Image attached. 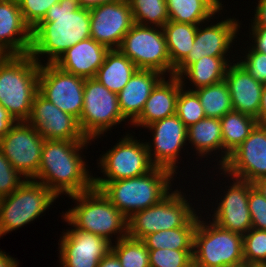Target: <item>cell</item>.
<instances>
[{"mask_svg":"<svg viewBox=\"0 0 266 267\" xmlns=\"http://www.w3.org/2000/svg\"><path fill=\"white\" fill-rule=\"evenodd\" d=\"M90 37V10L81 8L78 0H60L32 29L30 54L40 65L54 63L66 50Z\"/></svg>","mask_w":266,"mask_h":267,"instance_id":"6da1fadb","label":"cell"},{"mask_svg":"<svg viewBox=\"0 0 266 267\" xmlns=\"http://www.w3.org/2000/svg\"><path fill=\"white\" fill-rule=\"evenodd\" d=\"M91 142L45 140L38 174L33 180L44 184L58 198L93 189L94 176L84 155Z\"/></svg>","mask_w":266,"mask_h":267,"instance_id":"7a4b0ae2","label":"cell"},{"mask_svg":"<svg viewBox=\"0 0 266 267\" xmlns=\"http://www.w3.org/2000/svg\"><path fill=\"white\" fill-rule=\"evenodd\" d=\"M176 177L168 169L154 167L139 177L94 181V188L100 190L129 219L135 212L149 208L167 196L174 189L172 186L176 184L173 182Z\"/></svg>","mask_w":266,"mask_h":267,"instance_id":"3957f363","label":"cell"},{"mask_svg":"<svg viewBox=\"0 0 266 267\" xmlns=\"http://www.w3.org/2000/svg\"><path fill=\"white\" fill-rule=\"evenodd\" d=\"M40 67L30 53L7 55L0 63V104L16 122L30 117Z\"/></svg>","mask_w":266,"mask_h":267,"instance_id":"277c9868","label":"cell"},{"mask_svg":"<svg viewBox=\"0 0 266 267\" xmlns=\"http://www.w3.org/2000/svg\"><path fill=\"white\" fill-rule=\"evenodd\" d=\"M68 197L76 205L62 215L76 229L104 237L112 244L128 236V219L100 190L93 188Z\"/></svg>","mask_w":266,"mask_h":267,"instance_id":"5b68a950","label":"cell"},{"mask_svg":"<svg viewBox=\"0 0 266 267\" xmlns=\"http://www.w3.org/2000/svg\"><path fill=\"white\" fill-rule=\"evenodd\" d=\"M180 187L179 189L177 185V189H173L153 206L135 212L128 219V236L142 240L145 236L158 231L183 226H197L200 213L209 214V212L207 210L204 212L201 204L200 207L194 209L195 204L190 202L185 193L188 189Z\"/></svg>","mask_w":266,"mask_h":267,"instance_id":"8992f818","label":"cell"},{"mask_svg":"<svg viewBox=\"0 0 266 267\" xmlns=\"http://www.w3.org/2000/svg\"><path fill=\"white\" fill-rule=\"evenodd\" d=\"M201 215L193 235V267L244 264L243 235L225 230Z\"/></svg>","mask_w":266,"mask_h":267,"instance_id":"52a82bcc","label":"cell"},{"mask_svg":"<svg viewBox=\"0 0 266 267\" xmlns=\"http://www.w3.org/2000/svg\"><path fill=\"white\" fill-rule=\"evenodd\" d=\"M56 199L44 184L26 179L10 195L0 199V238L44 216Z\"/></svg>","mask_w":266,"mask_h":267,"instance_id":"ba28073f","label":"cell"},{"mask_svg":"<svg viewBox=\"0 0 266 267\" xmlns=\"http://www.w3.org/2000/svg\"><path fill=\"white\" fill-rule=\"evenodd\" d=\"M78 122L85 137L94 143L113 130L115 125L126 122L131 127V123L121 113L117 93L110 91L95 78L85 79L83 110Z\"/></svg>","mask_w":266,"mask_h":267,"instance_id":"9c48e42d","label":"cell"},{"mask_svg":"<svg viewBox=\"0 0 266 267\" xmlns=\"http://www.w3.org/2000/svg\"><path fill=\"white\" fill-rule=\"evenodd\" d=\"M131 134L125 132L111 149L100 154L96 166L103 176L94 175V181H117L139 177L155 167L149 158L144 139L140 141Z\"/></svg>","mask_w":266,"mask_h":267,"instance_id":"30bf717a","label":"cell"},{"mask_svg":"<svg viewBox=\"0 0 266 267\" xmlns=\"http://www.w3.org/2000/svg\"><path fill=\"white\" fill-rule=\"evenodd\" d=\"M137 67L174 75L163 28L134 23L118 48Z\"/></svg>","mask_w":266,"mask_h":267,"instance_id":"8fae6325","label":"cell"},{"mask_svg":"<svg viewBox=\"0 0 266 267\" xmlns=\"http://www.w3.org/2000/svg\"><path fill=\"white\" fill-rule=\"evenodd\" d=\"M217 172H219L221 176L224 175L221 180L226 178L225 182H222L221 185L225 183H228V185L225 187L220 186L221 191H219V193L223 192L221 193L223 195L217 194L218 197H215V200H217L211 202V210L207 208L208 211H210V215H206V217L225 230L244 235L252 228L248 199L249 191L253 183L230 176L221 168H219ZM226 180L228 182H226ZM211 213L213 214L211 215Z\"/></svg>","mask_w":266,"mask_h":267,"instance_id":"7c38bea8","label":"cell"},{"mask_svg":"<svg viewBox=\"0 0 266 267\" xmlns=\"http://www.w3.org/2000/svg\"><path fill=\"white\" fill-rule=\"evenodd\" d=\"M214 19L213 16L206 24L202 23L197 26L193 47L188 55L174 68V76H179L188 66L197 62L203 56L230 57V52H233L232 45H235L237 35H240L239 32H241V21L239 22V19L235 16H232V18L226 17L221 21Z\"/></svg>","mask_w":266,"mask_h":267,"instance_id":"4fadbf2b","label":"cell"},{"mask_svg":"<svg viewBox=\"0 0 266 267\" xmlns=\"http://www.w3.org/2000/svg\"><path fill=\"white\" fill-rule=\"evenodd\" d=\"M145 129L150 131L153 137L150 139L151 142L149 140L147 142V139L145 141L151 163L155 167L168 169L175 175L181 173L180 166H178L183 160L181 155L185 152L184 150H187L186 153L190 155L189 149H186L188 145L185 124L175 114L156 121Z\"/></svg>","mask_w":266,"mask_h":267,"instance_id":"5bb4252c","label":"cell"},{"mask_svg":"<svg viewBox=\"0 0 266 267\" xmlns=\"http://www.w3.org/2000/svg\"><path fill=\"white\" fill-rule=\"evenodd\" d=\"M44 139L27 121L15 122L0 139V150L25 179L38 174Z\"/></svg>","mask_w":266,"mask_h":267,"instance_id":"9a60e30c","label":"cell"},{"mask_svg":"<svg viewBox=\"0 0 266 267\" xmlns=\"http://www.w3.org/2000/svg\"><path fill=\"white\" fill-rule=\"evenodd\" d=\"M61 219L72 228L68 227L61 232L57 250L58 266L97 267L99 261L111 251L112 243L104 237L76 229L63 215Z\"/></svg>","mask_w":266,"mask_h":267,"instance_id":"2e32d148","label":"cell"},{"mask_svg":"<svg viewBox=\"0 0 266 267\" xmlns=\"http://www.w3.org/2000/svg\"><path fill=\"white\" fill-rule=\"evenodd\" d=\"M85 79L61 70L53 63L41 64L39 92L60 110L80 119Z\"/></svg>","mask_w":266,"mask_h":267,"instance_id":"e0dca14e","label":"cell"},{"mask_svg":"<svg viewBox=\"0 0 266 267\" xmlns=\"http://www.w3.org/2000/svg\"><path fill=\"white\" fill-rule=\"evenodd\" d=\"M27 122L44 140L92 141L82 133L78 119L60 110L39 91L34 97Z\"/></svg>","mask_w":266,"mask_h":267,"instance_id":"ac0fdd59","label":"cell"},{"mask_svg":"<svg viewBox=\"0 0 266 267\" xmlns=\"http://www.w3.org/2000/svg\"><path fill=\"white\" fill-rule=\"evenodd\" d=\"M221 169L250 183L266 177V125L257 124Z\"/></svg>","mask_w":266,"mask_h":267,"instance_id":"d6986e66","label":"cell"},{"mask_svg":"<svg viewBox=\"0 0 266 267\" xmlns=\"http://www.w3.org/2000/svg\"><path fill=\"white\" fill-rule=\"evenodd\" d=\"M134 24L128 0L106 3L90 10L91 38L109 49H118Z\"/></svg>","mask_w":266,"mask_h":267,"instance_id":"ffe728a7","label":"cell"},{"mask_svg":"<svg viewBox=\"0 0 266 267\" xmlns=\"http://www.w3.org/2000/svg\"><path fill=\"white\" fill-rule=\"evenodd\" d=\"M32 30L26 24L17 0L0 1V48L8 55L30 53Z\"/></svg>","mask_w":266,"mask_h":267,"instance_id":"44dd1931","label":"cell"},{"mask_svg":"<svg viewBox=\"0 0 266 267\" xmlns=\"http://www.w3.org/2000/svg\"><path fill=\"white\" fill-rule=\"evenodd\" d=\"M224 80L233 110L257 119L264 84L254 79L237 61L229 65Z\"/></svg>","mask_w":266,"mask_h":267,"instance_id":"7402d4cb","label":"cell"},{"mask_svg":"<svg viewBox=\"0 0 266 267\" xmlns=\"http://www.w3.org/2000/svg\"><path fill=\"white\" fill-rule=\"evenodd\" d=\"M109 50L90 37L66 50L53 64L78 77L94 78Z\"/></svg>","mask_w":266,"mask_h":267,"instance_id":"603a6c76","label":"cell"},{"mask_svg":"<svg viewBox=\"0 0 266 267\" xmlns=\"http://www.w3.org/2000/svg\"><path fill=\"white\" fill-rule=\"evenodd\" d=\"M181 88L178 76H164L153 88L141 114L130 124L132 128L144 129L156 121L175 115Z\"/></svg>","mask_w":266,"mask_h":267,"instance_id":"cb8c5ba5","label":"cell"},{"mask_svg":"<svg viewBox=\"0 0 266 267\" xmlns=\"http://www.w3.org/2000/svg\"><path fill=\"white\" fill-rule=\"evenodd\" d=\"M164 77L154 70L137 69L117 93L122 115L132 123L142 112L153 88Z\"/></svg>","mask_w":266,"mask_h":267,"instance_id":"d4e9b609","label":"cell"},{"mask_svg":"<svg viewBox=\"0 0 266 267\" xmlns=\"http://www.w3.org/2000/svg\"><path fill=\"white\" fill-rule=\"evenodd\" d=\"M187 145L190 146L188 148L194 149L193 155L197 156L196 159L202 160L212 154L216 156L217 164L210 168L213 170L221 168L223 166V141L220 119L205 117L189 126L187 128Z\"/></svg>","mask_w":266,"mask_h":267,"instance_id":"484cf974","label":"cell"},{"mask_svg":"<svg viewBox=\"0 0 266 267\" xmlns=\"http://www.w3.org/2000/svg\"><path fill=\"white\" fill-rule=\"evenodd\" d=\"M235 55L237 54H231L233 60L230 57L203 56L178 76L182 87L194 91L223 81L229 65L236 61Z\"/></svg>","mask_w":266,"mask_h":267,"instance_id":"4316f807","label":"cell"},{"mask_svg":"<svg viewBox=\"0 0 266 267\" xmlns=\"http://www.w3.org/2000/svg\"><path fill=\"white\" fill-rule=\"evenodd\" d=\"M169 20L199 25L222 14L221 0H166ZM222 10V11H221ZM218 15V16H216Z\"/></svg>","mask_w":266,"mask_h":267,"instance_id":"83f0119b","label":"cell"},{"mask_svg":"<svg viewBox=\"0 0 266 267\" xmlns=\"http://www.w3.org/2000/svg\"><path fill=\"white\" fill-rule=\"evenodd\" d=\"M136 70L135 64L119 49H110L94 78L110 91L119 93Z\"/></svg>","mask_w":266,"mask_h":267,"instance_id":"f1b7e54d","label":"cell"},{"mask_svg":"<svg viewBox=\"0 0 266 267\" xmlns=\"http://www.w3.org/2000/svg\"><path fill=\"white\" fill-rule=\"evenodd\" d=\"M220 123L224 165L229 155L249 136L258 123L256 118L236 110L226 113L220 119Z\"/></svg>","mask_w":266,"mask_h":267,"instance_id":"f546056e","label":"cell"},{"mask_svg":"<svg viewBox=\"0 0 266 267\" xmlns=\"http://www.w3.org/2000/svg\"><path fill=\"white\" fill-rule=\"evenodd\" d=\"M197 26L190 23L167 21L162 27L171 64L176 67L190 52L195 40Z\"/></svg>","mask_w":266,"mask_h":267,"instance_id":"4dcf8cb0","label":"cell"},{"mask_svg":"<svg viewBox=\"0 0 266 267\" xmlns=\"http://www.w3.org/2000/svg\"><path fill=\"white\" fill-rule=\"evenodd\" d=\"M206 117L221 119L233 110L231 96L225 80L194 90Z\"/></svg>","mask_w":266,"mask_h":267,"instance_id":"1f68e13d","label":"cell"},{"mask_svg":"<svg viewBox=\"0 0 266 267\" xmlns=\"http://www.w3.org/2000/svg\"><path fill=\"white\" fill-rule=\"evenodd\" d=\"M196 226L162 230L145 236L142 241L148 249L193 250Z\"/></svg>","mask_w":266,"mask_h":267,"instance_id":"d6a6232c","label":"cell"},{"mask_svg":"<svg viewBox=\"0 0 266 267\" xmlns=\"http://www.w3.org/2000/svg\"><path fill=\"white\" fill-rule=\"evenodd\" d=\"M134 23L162 28L169 15L166 0H128Z\"/></svg>","mask_w":266,"mask_h":267,"instance_id":"836d02e7","label":"cell"},{"mask_svg":"<svg viewBox=\"0 0 266 267\" xmlns=\"http://www.w3.org/2000/svg\"><path fill=\"white\" fill-rule=\"evenodd\" d=\"M111 251L122 267H150L148 248L140 239L129 236L121 238L111 245Z\"/></svg>","mask_w":266,"mask_h":267,"instance_id":"e575fe53","label":"cell"},{"mask_svg":"<svg viewBox=\"0 0 266 267\" xmlns=\"http://www.w3.org/2000/svg\"><path fill=\"white\" fill-rule=\"evenodd\" d=\"M175 114L187 128L206 117L197 94L183 87L178 93Z\"/></svg>","mask_w":266,"mask_h":267,"instance_id":"d590c367","label":"cell"},{"mask_svg":"<svg viewBox=\"0 0 266 267\" xmlns=\"http://www.w3.org/2000/svg\"><path fill=\"white\" fill-rule=\"evenodd\" d=\"M150 267H193V250L148 249Z\"/></svg>","mask_w":266,"mask_h":267,"instance_id":"8d00e7d4","label":"cell"},{"mask_svg":"<svg viewBox=\"0 0 266 267\" xmlns=\"http://www.w3.org/2000/svg\"><path fill=\"white\" fill-rule=\"evenodd\" d=\"M245 263L266 264V230L251 228L243 235Z\"/></svg>","mask_w":266,"mask_h":267,"instance_id":"74e56055","label":"cell"},{"mask_svg":"<svg viewBox=\"0 0 266 267\" xmlns=\"http://www.w3.org/2000/svg\"><path fill=\"white\" fill-rule=\"evenodd\" d=\"M246 48L243 47V50H238L241 52L242 56L241 54L239 56L237 54V57H235L236 61L242 65L254 79L266 84V54L254 51L249 45H247Z\"/></svg>","mask_w":266,"mask_h":267,"instance_id":"f35d334b","label":"cell"},{"mask_svg":"<svg viewBox=\"0 0 266 267\" xmlns=\"http://www.w3.org/2000/svg\"><path fill=\"white\" fill-rule=\"evenodd\" d=\"M23 19L31 28H35L44 18L49 8L60 0H17Z\"/></svg>","mask_w":266,"mask_h":267,"instance_id":"ab89813d","label":"cell"},{"mask_svg":"<svg viewBox=\"0 0 266 267\" xmlns=\"http://www.w3.org/2000/svg\"><path fill=\"white\" fill-rule=\"evenodd\" d=\"M25 180L0 150V199L10 195Z\"/></svg>","mask_w":266,"mask_h":267,"instance_id":"60d3db41","label":"cell"},{"mask_svg":"<svg viewBox=\"0 0 266 267\" xmlns=\"http://www.w3.org/2000/svg\"><path fill=\"white\" fill-rule=\"evenodd\" d=\"M248 206L252 219V228L266 230V198L254 185L249 191Z\"/></svg>","mask_w":266,"mask_h":267,"instance_id":"b9f144b4","label":"cell"},{"mask_svg":"<svg viewBox=\"0 0 266 267\" xmlns=\"http://www.w3.org/2000/svg\"><path fill=\"white\" fill-rule=\"evenodd\" d=\"M247 37L252 39L249 46L257 52L266 54V27H249ZM249 34V36H248Z\"/></svg>","mask_w":266,"mask_h":267,"instance_id":"7bdbcfd3","label":"cell"},{"mask_svg":"<svg viewBox=\"0 0 266 267\" xmlns=\"http://www.w3.org/2000/svg\"><path fill=\"white\" fill-rule=\"evenodd\" d=\"M249 27H266V0H257ZM253 19V20H252Z\"/></svg>","mask_w":266,"mask_h":267,"instance_id":"ee69618b","label":"cell"},{"mask_svg":"<svg viewBox=\"0 0 266 267\" xmlns=\"http://www.w3.org/2000/svg\"><path fill=\"white\" fill-rule=\"evenodd\" d=\"M16 121L0 104V139L9 131Z\"/></svg>","mask_w":266,"mask_h":267,"instance_id":"f6af8a7d","label":"cell"},{"mask_svg":"<svg viewBox=\"0 0 266 267\" xmlns=\"http://www.w3.org/2000/svg\"><path fill=\"white\" fill-rule=\"evenodd\" d=\"M97 267H122L117 256L110 251L106 256H104Z\"/></svg>","mask_w":266,"mask_h":267,"instance_id":"bcb514c9","label":"cell"},{"mask_svg":"<svg viewBox=\"0 0 266 267\" xmlns=\"http://www.w3.org/2000/svg\"><path fill=\"white\" fill-rule=\"evenodd\" d=\"M257 123L266 125V84H264L261 96V104L259 108Z\"/></svg>","mask_w":266,"mask_h":267,"instance_id":"7dc6e473","label":"cell"},{"mask_svg":"<svg viewBox=\"0 0 266 267\" xmlns=\"http://www.w3.org/2000/svg\"><path fill=\"white\" fill-rule=\"evenodd\" d=\"M16 259L0 249V267H19L20 263Z\"/></svg>","mask_w":266,"mask_h":267,"instance_id":"c3c4849f","label":"cell"},{"mask_svg":"<svg viewBox=\"0 0 266 267\" xmlns=\"http://www.w3.org/2000/svg\"><path fill=\"white\" fill-rule=\"evenodd\" d=\"M80 7L83 9L91 10L97 6L112 3V2H119L123 0H78Z\"/></svg>","mask_w":266,"mask_h":267,"instance_id":"681fc988","label":"cell"},{"mask_svg":"<svg viewBox=\"0 0 266 267\" xmlns=\"http://www.w3.org/2000/svg\"><path fill=\"white\" fill-rule=\"evenodd\" d=\"M253 185L259 190V192L266 198V177L256 180Z\"/></svg>","mask_w":266,"mask_h":267,"instance_id":"f907efd6","label":"cell"},{"mask_svg":"<svg viewBox=\"0 0 266 267\" xmlns=\"http://www.w3.org/2000/svg\"><path fill=\"white\" fill-rule=\"evenodd\" d=\"M244 267H266V264L244 263Z\"/></svg>","mask_w":266,"mask_h":267,"instance_id":"816d5d0a","label":"cell"},{"mask_svg":"<svg viewBox=\"0 0 266 267\" xmlns=\"http://www.w3.org/2000/svg\"><path fill=\"white\" fill-rule=\"evenodd\" d=\"M222 267H244V264L226 265Z\"/></svg>","mask_w":266,"mask_h":267,"instance_id":"f5cc1de1","label":"cell"}]
</instances>
